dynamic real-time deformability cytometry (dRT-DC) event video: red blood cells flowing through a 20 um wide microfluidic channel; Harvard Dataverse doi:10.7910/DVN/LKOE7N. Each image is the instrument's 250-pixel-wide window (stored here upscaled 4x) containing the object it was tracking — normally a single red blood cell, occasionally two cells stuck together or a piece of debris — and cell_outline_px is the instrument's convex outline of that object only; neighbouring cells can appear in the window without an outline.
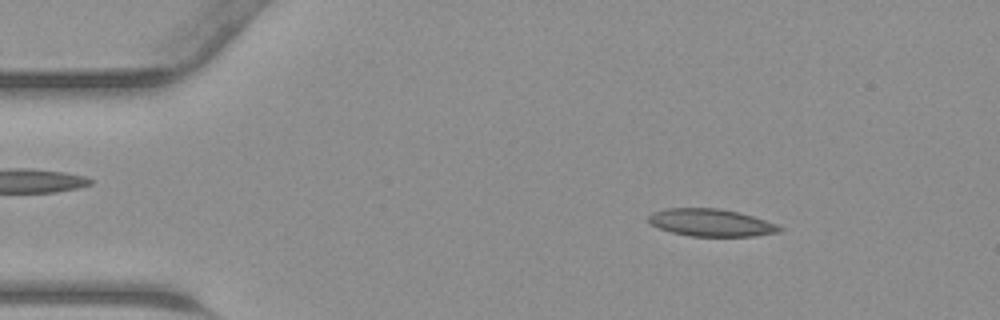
{"species": "common noctule bat (a hibernating species)", "species_latin": "Nyctalus noctula", "temperature_condition": "warm", "stored_images_in_passage": 45, "camera_frame_rate_fps": 3000, "um_per_image_px": 0.085, "animal": {"sex": "male", "body_mass_g": 23.1, "forearm_length_mm": 52.7}, "frame": {"image": 1, "passage_image": 7, "time_ms": 2.0, "image_size_px": [1000, 320], "cell_outline_px": [[784, 228], [780, 232], [756, 236], [692, 236], [672, 232], [648, 224], [648, 216], [652, 212], [664, 208], [720, 208], [740, 212], [776, 224]], "centroid_in_image_um": [60.42, 18.92], "position_along_channel_um": 24.6, "area_um2": 21.04}}
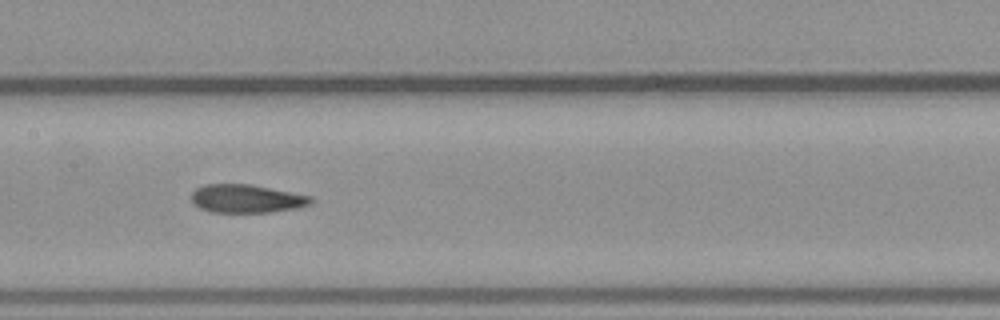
{"frame": {"image": 2, "passage_image": 22, "time_ms": 7.0, "image_size_px": [1000, 320], "cell_outline_px": [[316, 200], [312, 204], [296, 208], [272, 212], [212, 212], [200, 208], [192, 200], [192, 192], [196, 188], [204, 184], [252, 184], [312, 196]], "centroid_in_image_um": [21.01, 16.88], "position_along_channel_um": 186.4, "area_um2": 19.83}}
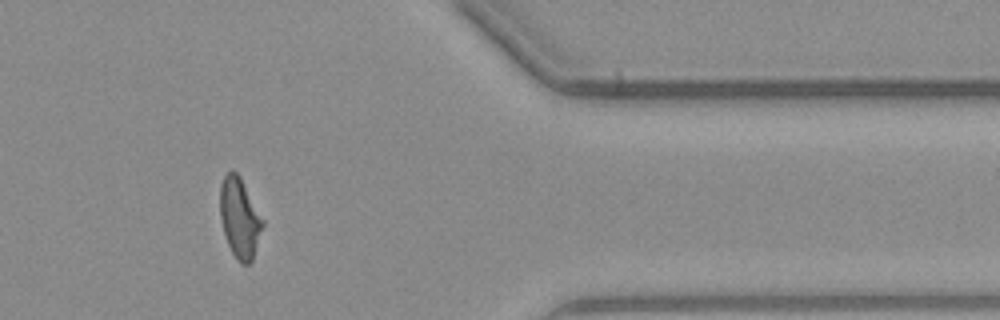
{"frame": {"image": 3, "passage_image": 37, "time_ms": 12.0, "image_size_px": [1000, 320], "cell_outline_px": [[264, 224], [252, 260], [248, 264], [240, 264], [236, 260], [228, 244], [224, 232], [220, 216], [220, 184], [224, 176], [232, 168], [240, 176], [264, 220]], "centroid_in_image_um": [20.37, 18.51], "position_along_channel_um": 391.0, "area_um2": 19.88}}